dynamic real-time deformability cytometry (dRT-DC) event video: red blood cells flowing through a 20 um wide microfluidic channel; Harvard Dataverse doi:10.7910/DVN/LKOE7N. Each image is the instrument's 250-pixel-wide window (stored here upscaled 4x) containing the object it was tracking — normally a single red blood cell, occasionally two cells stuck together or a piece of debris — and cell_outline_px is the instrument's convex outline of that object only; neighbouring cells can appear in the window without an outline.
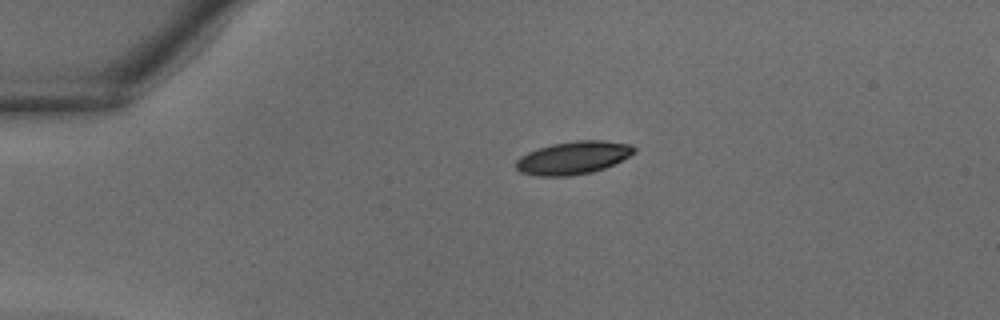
{"species": "common noctule bat (a hibernating species)", "species_latin": "Nyctalus noctula", "temperature_condition": "warm", "stored_images_in_passage": 30, "camera_frame_rate_fps": 3000, "um_per_image_px": 0.085, "animal": {"sex": "male", "body_mass_g": 18.8}, "frame": {"image": 1, "passage_image": 1, "time_ms": 0.0, "image_size_px": [1000, 320], "cell_outline_px": [[636, 152], [604, 168], [592, 172], [568, 176], [536, 176], [520, 172], [516, 168], [516, 160], [520, 156], [528, 152], [552, 144], [576, 140], [604, 140], [632, 144], [636, 148]], "centroid_in_image_um": [48.72, 13.4], "position_along_channel_um": 36.3, "area_um2": 22.6}}
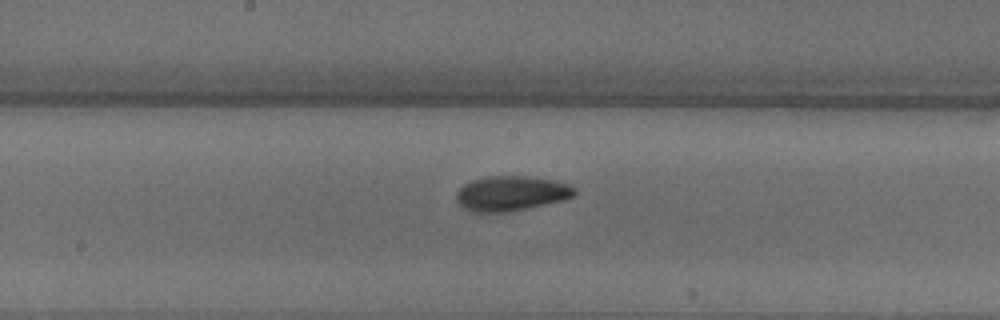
{"frame": {"image": 2, "passage_image": 13, "time_ms": 4.0, "image_size_px": [1000, 320], "cell_outline_px": [[576, 192], [572, 196], [564, 200], [528, 208], [508, 212], [472, 212], [464, 208], [456, 200], [456, 192], [464, 184], [472, 180], [488, 176], [524, 176], [556, 180], [568, 184], [576, 188]], "centroid_in_image_um": [43.45, 16.44], "position_along_channel_um": 204.7, "area_um2": 24.1}}
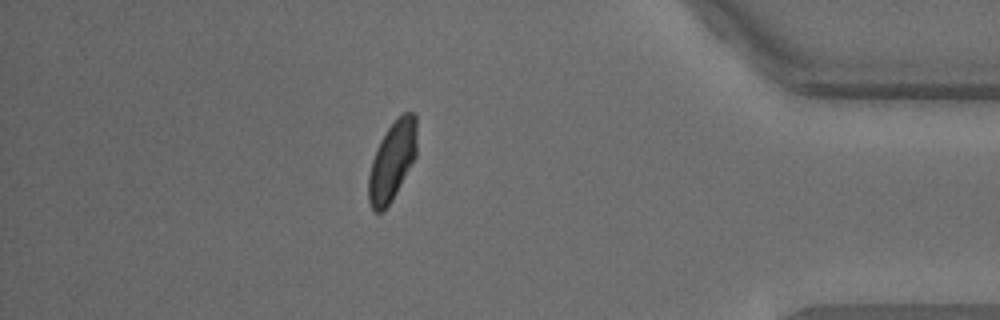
{"frame": {"image": 3, "passage_image": 26, "time_ms": 8.333, "image_size_px": [1000, 320], "cell_outline_px": [[416, 156], [392, 200], [380, 212], [372, 212], [368, 200], [368, 176], [372, 160], [376, 148], [380, 140], [396, 116], [404, 112], [412, 112], [416, 116]], "centroid_in_image_um": [33.32, 13.67], "position_along_channel_um": 401.9, "area_um2": 22.31}}